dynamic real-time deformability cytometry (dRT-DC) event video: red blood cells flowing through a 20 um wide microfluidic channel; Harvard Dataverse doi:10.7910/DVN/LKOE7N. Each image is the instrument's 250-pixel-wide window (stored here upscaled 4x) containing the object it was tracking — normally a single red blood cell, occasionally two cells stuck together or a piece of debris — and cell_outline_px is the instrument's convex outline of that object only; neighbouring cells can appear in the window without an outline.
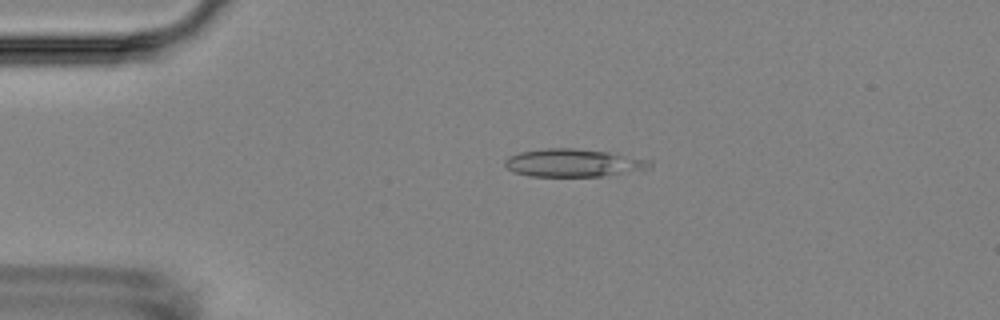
{"species": "Egyptian fruit bat (a non-hibernating species)", "species_latin": "Rousettus aegyptiacus", "temperature_condition": "room temperature", "stored_images_in_passage": 5, "camera_frame_rate_fps": 3000, "um_per_image_px": 0.085, "animal": {"sex": "female"}, "frame": {"image": 1, "passage_image": 1, "time_ms": 0.0, "image_size_px": [1000, 320], "cell_outline_px": [[652, 164], [644, 172], [600, 176], [528, 176], [512, 172], [504, 164], [504, 160], [508, 156], [520, 152], [548, 148], [572, 148], [608, 152], [652, 160]], "centroid_in_image_um": [48.79, 13.86], "position_along_channel_um": 36.2, "area_um2": 23.87}}